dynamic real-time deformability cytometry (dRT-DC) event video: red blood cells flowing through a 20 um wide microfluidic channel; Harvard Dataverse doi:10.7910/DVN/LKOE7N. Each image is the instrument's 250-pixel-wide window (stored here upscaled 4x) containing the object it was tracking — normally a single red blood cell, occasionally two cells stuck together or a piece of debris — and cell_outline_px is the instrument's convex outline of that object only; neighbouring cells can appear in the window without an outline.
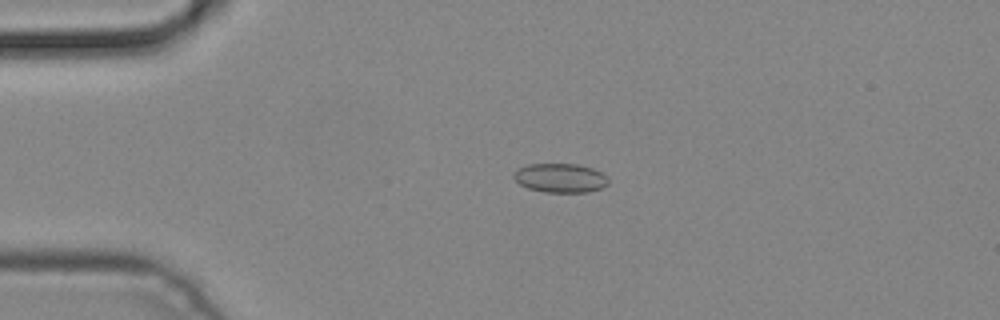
{"species": "common noctule bat (a hibernating species)", "species_latin": "Nyctalus noctula", "temperature_condition": "cold", "stored_images_in_passage": 4, "camera_frame_rate_fps": 3000, "um_per_image_px": 0.085, "animal": {"sex": "male", "body_mass_g": 19.2, "forearm_length_mm": 51.8}, "frame": {"image": 1, "passage_image": 3, "time_ms": 0.667, "image_size_px": [1000, 320], "cell_outline_px": [[608, 184], [604, 188], [588, 192], [544, 192], [528, 188], [520, 184], [512, 176], [516, 168], [528, 164], [576, 164], [592, 168], [608, 176]], "centroid_in_image_um": [47.63, 15.13], "position_along_channel_um": 37.4, "area_um2": 16.18}}